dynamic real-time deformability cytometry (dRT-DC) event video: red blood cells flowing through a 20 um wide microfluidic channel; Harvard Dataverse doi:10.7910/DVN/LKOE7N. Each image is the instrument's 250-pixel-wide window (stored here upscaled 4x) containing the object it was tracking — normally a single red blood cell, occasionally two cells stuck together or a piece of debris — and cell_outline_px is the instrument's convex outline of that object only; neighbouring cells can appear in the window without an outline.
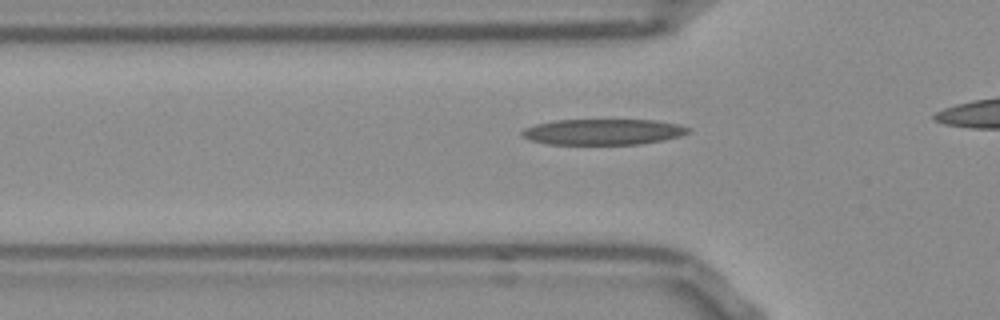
{"species": "Egyptian fruit bat (a non-hibernating species)", "species_latin": "Rousettus aegyptiacus", "temperature_condition": "room temperature", "stored_images_in_passage": 14, "camera_frame_rate_fps": 3000, "um_per_image_px": 0.085, "frame": {"image": 1, "passage_image": 8, "time_ms": 2.333, "image_size_px": [1000, 320], "cell_outline_px": [[692, 128], [688, 132], [680, 136], [664, 140], [640, 144], [548, 144], [532, 140], [520, 136], [520, 132], [524, 128], [536, 124], [552, 120], [656, 120], [680, 124]], "centroid_in_image_um": [51.27, 11.2], "position_along_channel_um": 74.5, "area_um2": 25.14}}
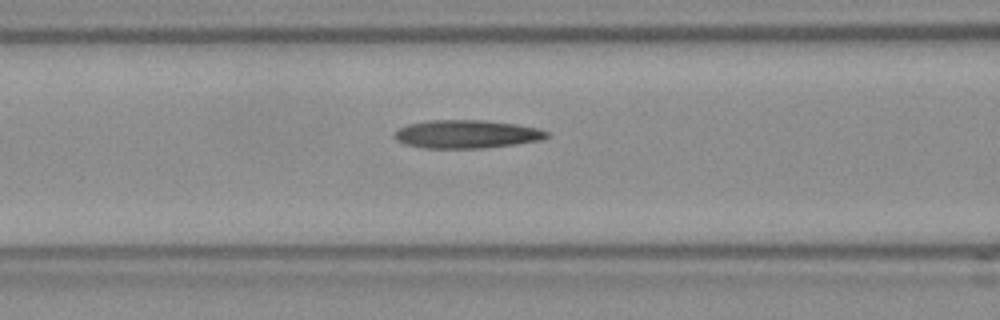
{"frame": {"image": 2, "passage_image": 12, "time_ms": 3.667, "image_size_px": [1000, 320], "cell_outline_px": [[548, 136], [540, 140], [516, 144], [480, 148], [424, 148], [404, 144], [396, 140], [392, 136], [400, 128], [408, 124], [428, 120], [484, 120], [516, 124], [536, 128], [548, 132]], "centroid_in_image_um": [39.62, 11.4], "position_along_channel_um": 127.0, "area_um2": 24.97}}